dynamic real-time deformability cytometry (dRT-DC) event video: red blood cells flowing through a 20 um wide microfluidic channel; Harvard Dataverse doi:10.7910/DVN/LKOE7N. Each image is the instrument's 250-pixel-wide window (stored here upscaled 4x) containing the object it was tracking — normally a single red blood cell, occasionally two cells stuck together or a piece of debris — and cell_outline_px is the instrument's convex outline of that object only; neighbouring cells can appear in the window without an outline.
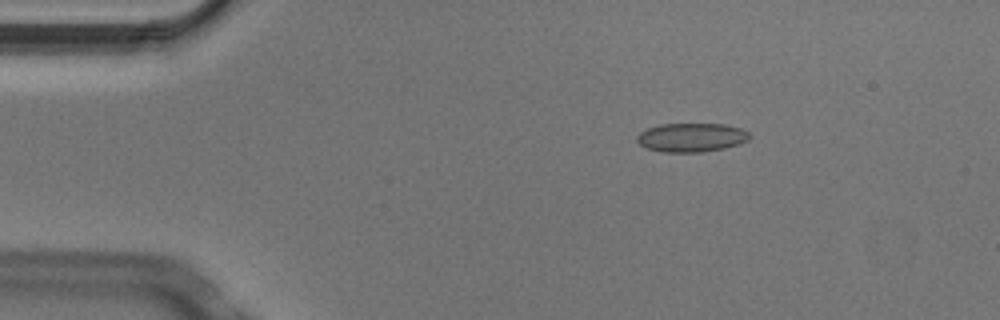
{"species": "Egyptian fruit bat (a non-hibernating species)", "species_latin": "Rousettus aegyptiacus", "temperature_condition": "cold", "stored_images_in_passage": 5, "camera_frame_rate_fps": 3000, "um_per_image_px": 0.085, "animal": {"sex": "male"}, "frame": {"image": 1, "passage_image": 3, "time_ms": 0.667, "image_size_px": [1000, 320], "cell_outline_px": [[752, 136], [748, 140], [740, 144], [724, 148], [704, 152], [664, 152], [648, 148], [640, 144], [636, 140], [636, 136], [640, 132], [648, 128], [660, 124], [724, 124], [740, 128], [748, 132]], "centroid_in_image_um": [58.79, 11.68], "position_along_channel_um": 26.2, "area_um2": 18.96}}
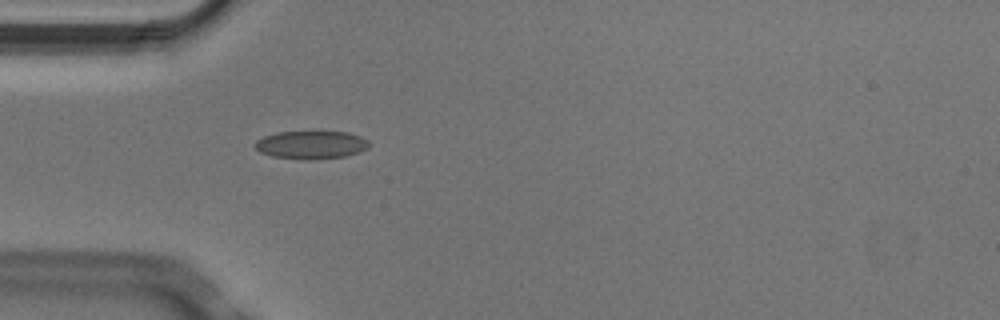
{"frame": {"image": 2, "passage_image": 5, "time_ms": 1.333, "image_size_px": [1000, 320], "cell_outline_px": [[368, 148], [360, 152], [344, 156], [308, 160], [304, 160], [272, 156], [260, 152], [252, 144], [256, 140], [264, 136], [276, 132], [348, 132], [360, 136], [368, 140]], "centroid_in_image_um": [26.42, 12.31], "position_along_channel_um": 58.6, "area_um2": 18.67}}